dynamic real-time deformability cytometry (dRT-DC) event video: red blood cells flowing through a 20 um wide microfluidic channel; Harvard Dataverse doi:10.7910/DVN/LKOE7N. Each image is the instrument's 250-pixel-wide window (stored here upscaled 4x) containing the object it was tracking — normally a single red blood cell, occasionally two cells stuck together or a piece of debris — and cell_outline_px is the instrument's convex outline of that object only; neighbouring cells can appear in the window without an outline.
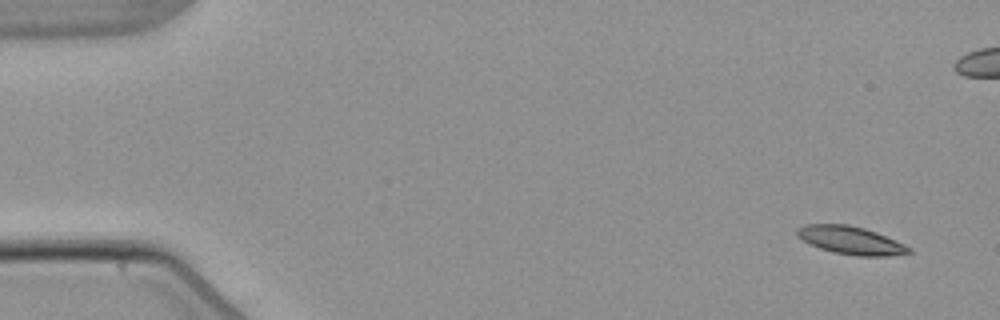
{"species": "common noctule bat (a hibernating species)", "species_latin": "Nyctalus noctula", "temperature_condition": "warm", "stored_images_in_passage": 5, "camera_frame_rate_fps": 3000, "um_per_image_px": 0.085, "animal": {"sex": "male", "body_mass_g": 21.5, "forearm_length_mm": 52.0}, "frame": {"image": 1, "passage_image": 1, "time_ms": 0.0, "image_size_px": [1000, 320], "cell_outline_px": [[912, 252], [888, 256], [856, 256], [832, 252], [820, 248], [796, 236], [796, 228], [804, 224], [848, 224], [864, 228], [876, 232], [904, 244], [912, 248]], "centroid_in_image_um": [72.3, 20.42], "position_along_channel_um": 12.7, "area_um2": 18.21}}